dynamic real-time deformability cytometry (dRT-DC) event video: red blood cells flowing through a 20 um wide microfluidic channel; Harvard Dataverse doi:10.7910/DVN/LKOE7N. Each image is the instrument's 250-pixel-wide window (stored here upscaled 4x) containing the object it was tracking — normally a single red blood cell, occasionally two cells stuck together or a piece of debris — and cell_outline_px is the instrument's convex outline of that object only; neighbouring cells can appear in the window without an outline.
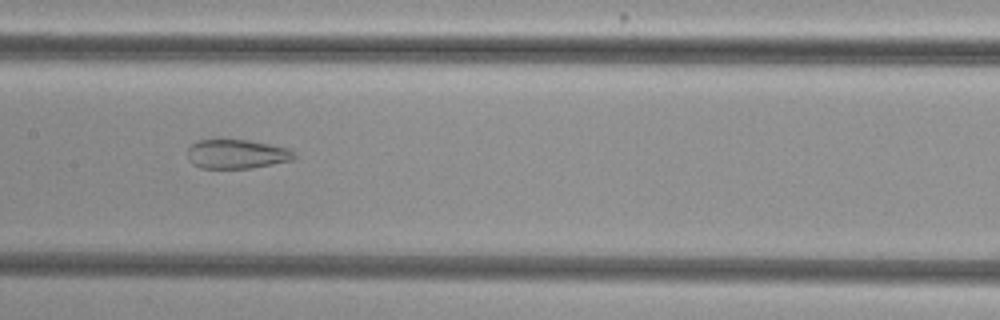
{"species": "common noctule bat (a hibernating species)", "species_latin": "Nyctalus noctula", "temperature_condition": "cold", "stored_images_in_passage": 55, "camera_frame_rate_fps": 3000, "um_per_image_px": 0.085, "animal": {"sex": "female", "body_mass_g": 29.2, "forearm_length_mm": 56.3}, "frame": {"image": 1, "passage_image": 28, "time_ms": 9.0, "image_size_px": [1000, 320], "cell_outline_px": [[296, 156], [292, 160], [252, 168], [200, 168], [192, 164], [188, 160], [188, 148], [192, 144], [200, 140], [248, 140], [288, 148], [296, 152]], "centroid_in_image_um": [20.12, 13.1], "position_along_channel_um": 187.3, "area_um2": 18.09}}
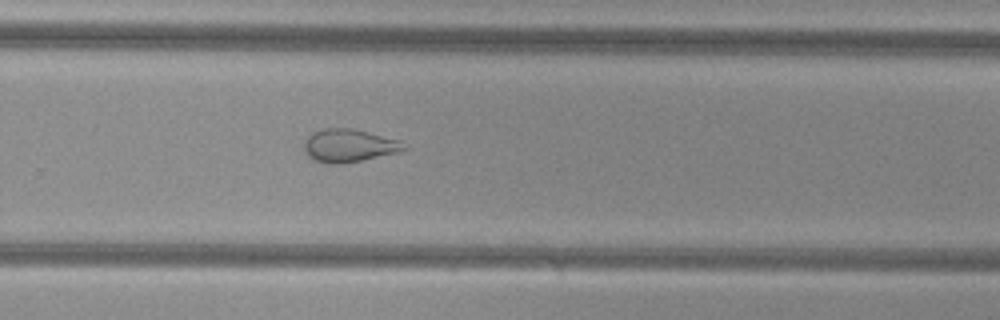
{"frame": {"image": 2, "passage_image": 37, "time_ms": 12.0, "image_size_px": [1000, 320], "cell_outline_px": [[408, 148], [396, 152], [344, 164], [328, 164], [316, 160], [308, 156], [304, 152], [304, 140], [312, 132], [324, 128], [352, 128], [400, 140]], "centroid_in_image_um": [29.62, 12.37], "position_along_channel_um": 300.2, "area_um2": 19.13}}
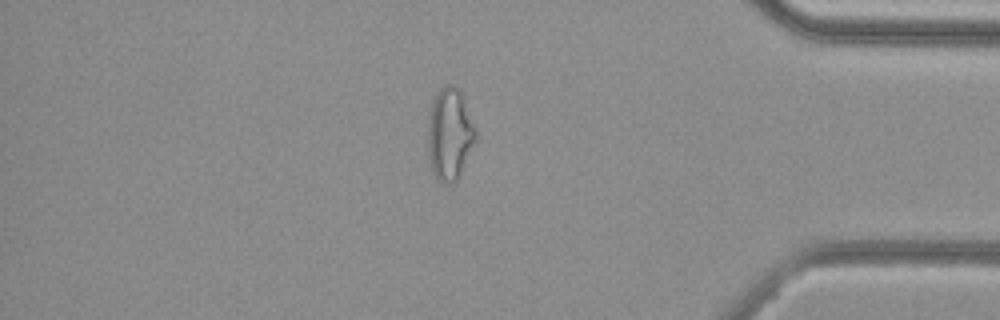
{"frame": {"image": 3, "passage_image": 47, "time_ms": 15.333, "image_size_px": [1000, 320], "cell_outline_px": [[476, 140], [460, 176], [452, 184], [440, 184], [436, 180], [432, 172], [428, 156], [428, 120], [432, 100], [436, 92], [444, 84], [452, 84], [460, 92], [464, 100], [476, 128]], "centroid_in_image_um": [38.21, 11.44], "position_along_channel_um": 397.0, "area_um2": 26.07}, "authors_computed_cell_mechanics": {"area_um2": 26.7614, "velocity_mm_per_s": 3.7732, "shape_relaxation_time_tau1_ms": null, "shape_relaxation_time_tau2_ms": 1.7257, "deformation_change_tau1": null, "deformation_change_tau2": 0.095}}